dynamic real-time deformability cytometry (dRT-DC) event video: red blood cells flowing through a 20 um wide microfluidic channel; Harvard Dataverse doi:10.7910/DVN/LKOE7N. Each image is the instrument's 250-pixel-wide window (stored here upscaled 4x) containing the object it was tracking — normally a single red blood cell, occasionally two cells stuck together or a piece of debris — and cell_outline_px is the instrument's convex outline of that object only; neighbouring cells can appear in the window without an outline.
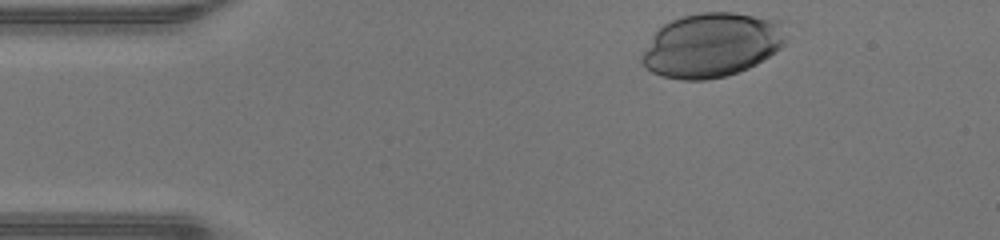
{"species": "human", "species_latin": "Homo sapiens", "temperature_condition": "warm", "stored_images_in_passage": 33, "camera_frame_rate_fps": 3000, "um_per_image_px": 0.085, "donor": {"sex": "male"}, "frame": {"image": 1, "passage_image": 1, "time_ms": 0.0, "image_size_px": [1000, 240], "cell_outline_px": [[784, 44], [780, 48], [756, 64], [748, 68], [724, 76], [704, 80], [680, 80], [664, 76], [652, 72], [644, 68], [640, 60], [640, 56], [656, 32], [664, 24], [672, 20], [684, 16], [700, 12], [732, 12], [780, 20], [784, 36]], "centroid_in_image_um": [60.46, 3.83], "position_along_channel_um": 24.5, "area_um2": 53.52}}
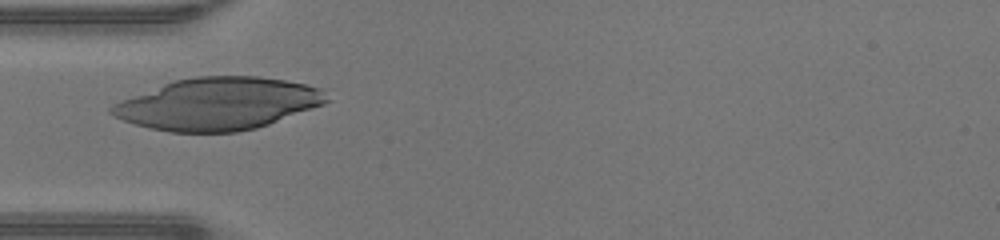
{"frame": {"image": 2, "passage_image": 9, "time_ms": 2.667, "image_size_px": [1000, 240], "cell_outline_px": [[332, 100], [324, 104], [268, 124], [256, 128], [236, 132], [168, 132], [148, 128], [112, 116], [108, 112], [108, 108], [112, 104], [120, 100], [172, 80], [196, 76], [256, 76], [284, 80], [324, 88]], "centroid_in_image_um": [18.52, 8.82], "position_along_channel_um": 66.5, "area_um2": 65.66}}
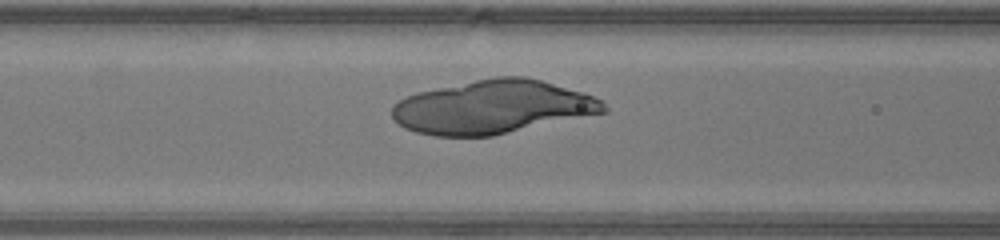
{"frame": {"image": 3, "passage_image": 13, "time_ms": 4.0, "image_size_px": [1000, 240], "cell_outline_px": [[608, 112], [492, 136], [436, 136], [416, 132], [404, 128], [392, 116], [392, 104], [416, 92], [496, 76], [528, 76], [584, 92], [600, 100], [608, 108]], "centroid_in_image_um": [41.91, 9.1], "position_along_channel_um": 124.7, "area_um2": 65.95}}